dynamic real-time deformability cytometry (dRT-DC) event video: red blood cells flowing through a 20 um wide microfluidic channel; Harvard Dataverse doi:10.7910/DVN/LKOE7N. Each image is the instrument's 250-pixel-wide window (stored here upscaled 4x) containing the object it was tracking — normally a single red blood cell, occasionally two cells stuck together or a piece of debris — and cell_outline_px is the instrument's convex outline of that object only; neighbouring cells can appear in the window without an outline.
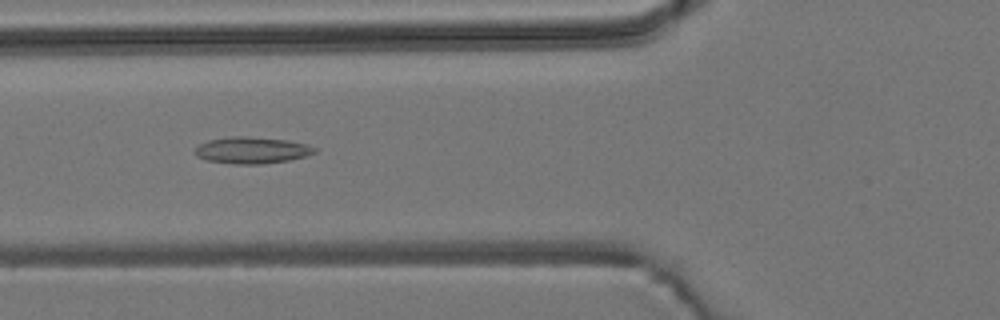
{"species": "common noctule bat (a hibernating species)", "species_latin": "Nyctalus noctula", "temperature_condition": "room temperature", "stored_images_in_passage": 43, "camera_frame_rate_fps": 3000, "um_per_image_px": 0.085, "animal": {"sex": "male", "body_mass_g": 19.2, "forearm_length_mm": 51.8}, "frame": {"image": 1, "passage_image": 12, "time_ms": 3.667, "image_size_px": [1000, 320], "cell_outline_px": [[320, 148], [316, 152], [308, 156], [288, 160], [264, 164], [232, 164], [208, 160], [196, 156], [192, 152], [200, 144], [208, 140], [232, 136], [244, 136], [288, 140], [308, 144]], "centroid_in_image_um": [21.45, 12.77], "position_along_channel_um": 104.3, "area_um2": 18.79}}
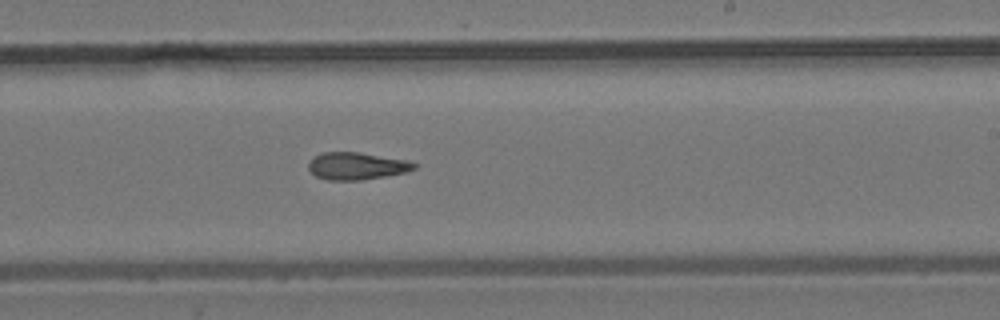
{"frame": {"image": 2, "passage_image": 24, "time_ms": 7.667, "image_size_px": [1000, 320], "cell_outline_px": [[416, 168], [408, 172], [360, 180], [328, 180], [316, 176], [308, 168], [308, 164], [316, 156], [324, 152], [360, 152], [408, 160], [416, 164]], "centroid_in_image_um": [30.35, 14.11], "position_along_channel_um": 258.6, "area_um2": 16.7}}
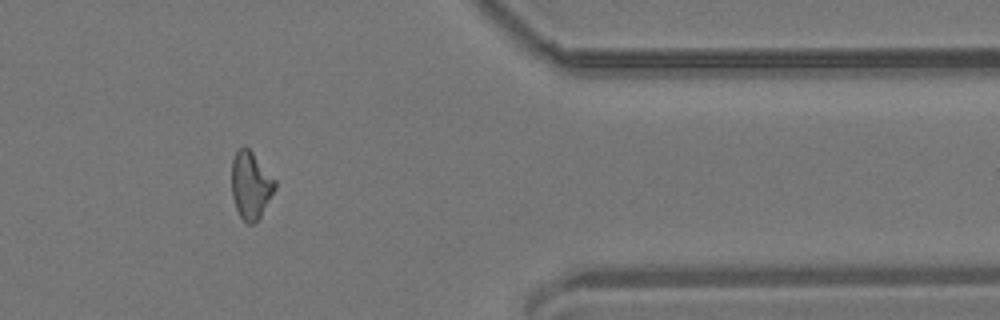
{"frame": {"image": 3, "passage_image": 36, "time_ms": 11.667, "image_size_px": [1000, 320], "cell_outline_px": [[276, 188], [260, 216], [252, 224], [248, 224], [240, 216], [236, 208], [232, 196], [232, 160], [236, 152], [244, 144], [252, 152], [276, 180]], "centroid_in_image_um": [21.31, 15.72], "position_along_channel_um": 390.1, "area_um2": 16.82}}